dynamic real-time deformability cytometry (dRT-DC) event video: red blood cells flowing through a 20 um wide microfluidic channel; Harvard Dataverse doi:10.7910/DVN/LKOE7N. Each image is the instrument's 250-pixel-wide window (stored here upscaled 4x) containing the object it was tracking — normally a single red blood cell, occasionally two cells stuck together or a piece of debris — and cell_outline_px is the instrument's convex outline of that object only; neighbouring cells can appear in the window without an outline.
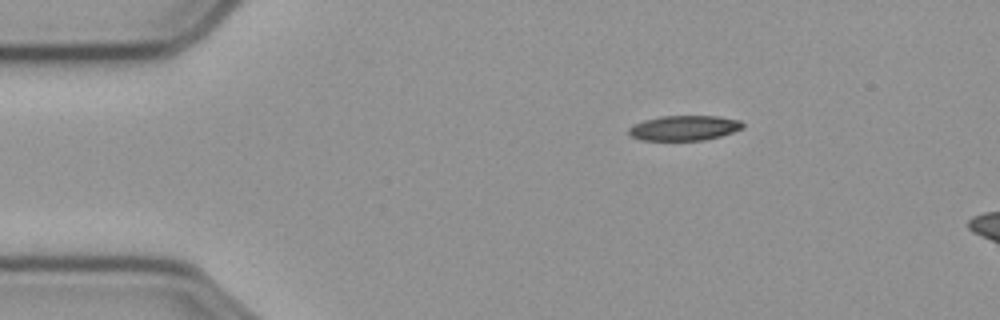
{"species": "common noctule bat (a hibernating species)", "species_latin": "Nyctalus noctula", "temperature_condition": "cold", "stored_images_in_passage": 7, "camera_frame_rate_fps": 3000, "um_per_image_px": 0.085, "animal": {"sex": "male", "body_mass_g": 23.1, "forearm_length_mm": 52.7}, "frame": {"image": 1, "passage_image": 1, "time_ms": 0.0, "image_size_px": [1000, 320], "cell_outline_px": [[744, 128], [720, 136], [704, 140], [640, 140], [628, 136], [628, 128], [632, 124], [644, 120], [660, 116], [716, 116], [740, 120], [744, 124]], "centroid_in_image_um": [58.11, 10.88], "position_along_channel_um": 26.9, "area_um2": 16.76}}